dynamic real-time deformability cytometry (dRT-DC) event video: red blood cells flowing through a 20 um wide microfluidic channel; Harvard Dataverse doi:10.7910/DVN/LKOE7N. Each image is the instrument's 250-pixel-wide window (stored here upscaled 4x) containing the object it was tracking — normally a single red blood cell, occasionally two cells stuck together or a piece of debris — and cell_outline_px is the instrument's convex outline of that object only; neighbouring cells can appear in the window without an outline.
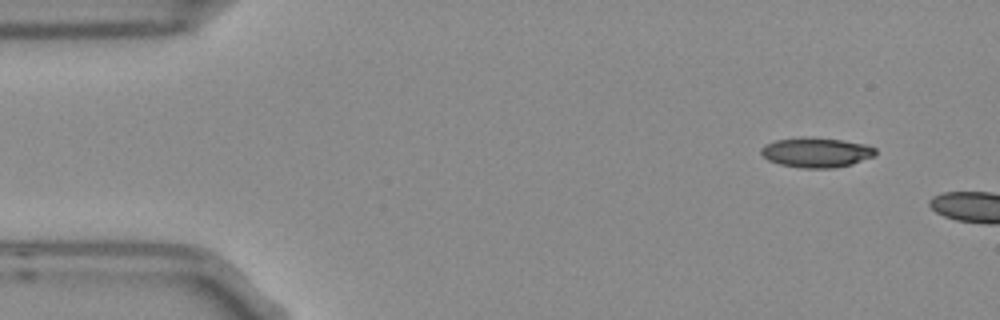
{"species": "Egyptian fruit bat (a non-hibernating species)", "species_latin": "Rousettus aegyptiacus", "temperature_condition": "room temperature", "stored_images_in_passage": 3, "camera_frame_rate_fps": 3000, "um_per_image_px": 0.085, "frame": {"image": 1, "passage_image": 1, "time_ms": 0.0, "image_size_px": [1000, 320], "cell_outline_px": [[876, 152], [872, 156], [852, 164], [832, 168], [800, 168], [780, 164], [768, 160], [760, 152], [760, 148], [764, 144], [776, 140], [800, 136], [808, 136], [840, 140], [864, 144], [876, 148]], "centroid_in_image_um": [69.33, 12.94], "position_along_channel_um": 15.7, "area_um2": 19.94}}